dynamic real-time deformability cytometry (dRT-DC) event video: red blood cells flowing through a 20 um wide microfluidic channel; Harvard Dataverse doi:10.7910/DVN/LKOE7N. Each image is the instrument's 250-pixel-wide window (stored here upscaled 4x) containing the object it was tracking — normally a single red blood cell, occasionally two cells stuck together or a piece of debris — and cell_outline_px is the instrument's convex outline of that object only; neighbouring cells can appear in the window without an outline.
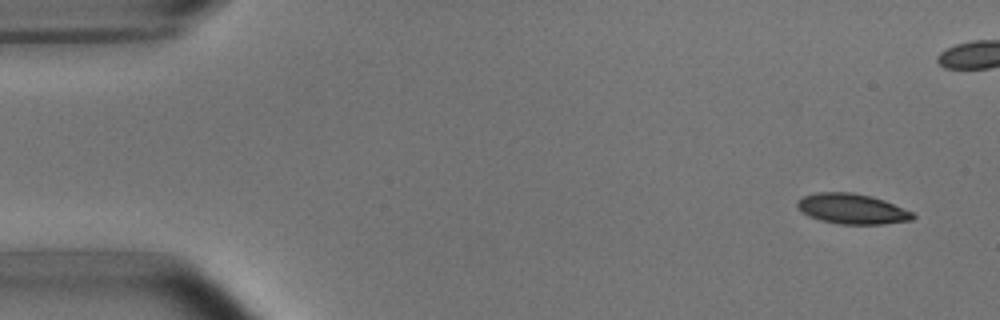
{"species": "common noctule bat (a hibernating species)", "species_latin": "Nyctalus noctula", "temperature_condition": "room temperature", "stored_images_in_passage": 6, "camera_frame_rate_fps": 3000, "um_per_image_px": 0.085, "animal": {"sex": "male", "body_mass_g": 15.6}, "frame": {"image": 1, "passage_image": 1, "time_ms": 0.0, "image_size_px": [1000, 320], "cell_outline_px": [[916, 216], [912, 220], [884, 224], [840, 224], [820, 220], [808, 216], [796, 204], [796, 200], [804, 196], [816, 192], [852, 192], [872, 196], [884, 200], [912, 212]], "centroid_in_image_um": [72.43, 17.75], "position_along_channel_um": 12.6, "area_um2": 20.35}}